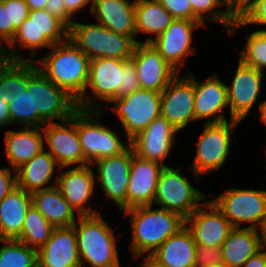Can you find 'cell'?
<instances>
[{
    "label": "cell",
    "instance_id": "obj_15",
    "mask_svg": "<svg viewBox=\"0 0 266 267\" xmlns=\"http://www.w3.org/2000/svg\"><path fill=\"white\" fill-rule=\"evenodd\" d=\"M179 73L161 92L160 114L178 131L183 130L195 120L194 115V74ZM189 74V76H188Z\"/></svg>",
    "mask_w": 266,
    "mask_h": 267
},
{
    "label": "cell",
    "instance_id": "obj_21",
    "mask_svg": "<svg viewBox=\"0 0 266 267\" xmlns=\"http://www.w3.org/2000/svg\"><path fill=\"white\" fill-rule=\"evenodd\" d=\"M138 73L139 86L161 93L179 74L151 43H137L130 59Z\"/></svg>",
    "mask_w": 266,
    "mask_h": 267
},
{
    "label": "cell",
    "instance_id": "obj_28",
    "mask_svg": "<svg viewBox=\"0 0 266 267\" xmlns=\"http://www.w3.org/2000/svg\"><path fill=\"white\" fill-rule=\"evenodd\" d=\"M197 245L186 225L165 240L150 256L161 267H195Z\"/></svg>",
    "mask_w": 266,
    "mask_h": 267
},
{
    "label": "cell",
    "instance_id": "obj_44",
    "mask_svg": "<svg viewBox=\"0 0 266 267\" xmlns=\"http://www.w3.org/2000/svg\"><path fill=\"white\" fill-rule=\"evenodd\" d=\"M17 187V175L10 167L0 168V201Z\"/></svg>",
    "mask_w": 266,
    "mask_h": 267
},
{
    "label": "cell",
    "instance_id": "obj_13",
    "mask_svg": "<svg viewBox=\"0 0 266 267\" xmlns=\"http://www.w3.org/2000/svg\"><path fill=\"white\" fill-rule=\"evenodd\" d=\"M205 26L200 21L174 19L170 26L156 38L148 37L144 43L151 45L178 73L183 72L186 57L196 54L193 45L194 30Z\"/></svg>",
    "mask_w": 266,
    "mask_h": 267
},
{
    "label": "cell",
    "instance_id": "obj_4",
    "mask_svg": "<svg viewBox=\"0 0 266 267\" xmlns=\"http://www.w3.org/2000/svg\"><path fill=\"white\" fill-rule=\"evenodd\" d=\"M101 214L79 216L73 225L81 267H121L117 236Z\"/></svg>",
    "mask_w": 266,
    "mask_h": 267
},
{
    "label": "cell",
    "instance_id": "obj_52",
    "mask_svg": "<svg viewBox=\"0 0 266 267\" xmlns=\"http://www.w3.org/2000/svg\"><path fill=\"white\" fill-rule=\"evenodd\" d=\"M258 108L260 113L259 120L266 125V99L259 103Z\"/></svg>",
    "mask_w": 266,
    "mask_h": 267
},
{
    "label": "cell",
    "instance_id": "obj_6",
    "mask_svg": "<svg viewBox=\"0 0 266 267\" xmlns=\"http://www.w3.org/2000/svg\"><path fill=\"white\" fill-rule=\"evenodd\" d=\"M68 40L90 60L96 58L130 60L137 44L132 37L115 33L98 23L87 24L76 21L69 28Z\"/></svg>",
    "mask_w": 266,
    "mask_h": 267
},
{
    "label": "cell",
    "instance_id": "obj_16",
    "mask_svg": "<svg viewBox=\"0 0 266 267\" xmlns=\"http://www.w3.org/2000/svg\"><path fill=\"white\" fill-rule=\"evenodd\" d=\"M231 84L227 85L229 120H244L261 95L264 73L240 59Z\"/></svg>",
    "mask_w": 266,
    "mask_h": 267
},
{
    "label": "cell",
    "instance_id": "obj_31",
    "mask_svg": "<svg viewBox=\"0 0 266 267\" xmlns=\"http://www.w3.org/2000/svg\"><path fill=\"white\" fill-rule=\"evenodd\" d=\"M31 196L32 205L53 227L73 226L79 218L56 186L35 191Z\"/></svg>",
    "mask_w": 266,
    "mask_h": 267
},
{
    "label": "cell",
    "instance_id": "obj_27",
    "mask_svg": "<svg viewBox=\"0 0 266 267\" xmlns=\"http://www.w3.org/2000/svg\"><path fill=\"white\" fill-rule=\"evenodd\" d=\"M5 155L16 172L21 165L38 155L45 147L44 135L40 127H22L6 130Z\"/></svg>",
    "mask_w": 266,
    "mask_h": 267
},
{
    "label": "cell",
    "instance_id": "obj_39",
    "mask_svg": "<svg viewBox=\"0 0 266 267\" xmlns=\"http://www.w3.org/2000/svg\"><path fill=\"white\" fill-rule=\"evenodd\" d=\"M9 5V42L13 39L16 30L29 16V7L25 0H2Z\"/></svg>",
    "mask_w": 266,
    "mask_h": 267
},
{
    "label": "cell",
    "instance_id": "obj_10",
    "mask_svg": "<svg viewBox=\"0 0 266 267\" xmlns=\"http://www.w3.org/2000/svg\"><path fill=\"white\" fill-rule=\"evenodd\" d=\"M233 228L260 229L266 222V190L231 187L211 199Z\"/></svg>",
    "mask_w": 266,
    "mask_h": 267
},
{
    "label": "cell",
    "instance_id": "obj_29",
    "mask_svg": "<svg viewBox=\"0 0 266 267\" xmlns=\"http://www.w3.org/2000/svg\"><path fill=\"white\" fill-rule=\"evenodd\" d=\"M55 170L60 172V166L44 148L38 155L16 169L17 186L29 193L52 188L56 186L58 176L53 180V185L47 184L51 183L50 180L53 178Z\"/></svg>",
    "mask_w": 266,
    "mask_h": 267
},
{
    "label": "cell",
    "instance_id": "obj_12",
    "mask_svg": "<svg viewBox=\"0 0 266 267\" xmlns=\"http://www.w3.org/2000/svg\"><path fill=\"white\" fill-rule=\"evenodd\" d=\"M111 104L113 106H107V109L110 108L114 115L119 117L123 135L127 137V141L133 139L155 118L161 116V93L152 90L140 88L132 94L114 99Z\"/></svg>",
    "mask_w": 266,
    "mask_h": 267
},
{
    "label": "cell",
    "instance_id": "obj_43",
    "mask_svg": "<svg viewBox=\"0 0 266 267\" xmlns=\"http://www.w3.org/2000/svg\"><path fill=\"white\" fill-rule=\"evenodd\" d=\"M44 9L59 19L68 29L74 22L72 21L73 18L66 12L62 0H47Z\"/></svg>",
    "mask_w": 266,
    "mask_h": 267
},
{
    "label": "cell",
    "instance_id": "obj_33",
    "mask_svg": "<svg viewBox=\"0 0 266 267\" xmlns=\"http://www.w3.org/2000/svg\"><path fill=\"white\" fill-rule=\"evenodd\" d=\"M135 17L137 43H143L137 39L138 34L154 35L156 38L174 20L173 16L157 0H136Z\"/></svg>",
    "mask_w": 266,
    "mask_h": 267
},
{
    "label": "cell",
    "instance_id": "obj_11",
    "mask_svg": "<svg viewBox=\"0 0 266 267\" xmlns=\"http://www.w3.org/2000/svg\"><path fill=\"white\" fill-rule=\"evenodd\" d=\"M182 168L164 167L158 177L153 205L189 217L207 198L192 186Z\"/></svg>",
    "mask_w": 266,
    "mask_h": 267
},
{
    "label": "cell",
    "instance_id": "obj_19",
    "mask_svg": "<svg viewBox=\"0 0 266 267\" xmlns=\"http://www.w3.org/2000/svg\"><path fill=\"white\" fill-rule=\"evenodd\" d=\"M178 132L166 118L159 116L130 140V146L138 157L167 167L164 161L172 153Z\"/></svg>",
    "mask_w": 266,
    "mask_h": 267
},
{
    "label": "cell",
    "instance_id": "obj_18",
    "mask_svg": "<svg viewBox=\"0 0 266 267\" xmlns=\"http://www.w3.org/2000/svg\"><path fill=\"white\" fill-rule=\"evenodd\" d=\"M91 165L97 166L98 176L95 175V180L99 182L106 198L115 203L120 211L126 210L131 146L119 155L99 159Z\"/></svg>",
    "mask_w": 266,
    "mask_h": 267
},
{
    "label": "cell",
    "instance_id": "obj_2",
    "mask_svg": "<svg viewBox=\"0 0 266 267\" xmlns=\"http://www.w3.org/2000/svg\"><path fill=\"white\" fill-rule=\"evenodd\" d=\"M68 33L69 29L47 10L30 11L13 39L0 51V57L11 61H35L36 51L66 42ZM20 49L28 50L29 58L22 57Z\"/></svg>",
    "mask_w": 266,
    "mask_h": 267
},
{
    "label": "cell",
    "instance_id": "obj_8",
    "mask_svg": "<svg viewBox=\"0 0 266 267\" xmlns=\"http://www.w3.org/2000/svg\"><path fill=\"white\" fill-rule=\"evenodd\" d=\"M239 124L238 120L220 123L204 122L203 131L195 144L194 161L188 168L196 178L217 172L225 166L227 157L231 153L232 134Z\"/></svg>",
    "mask_w": 266,
    "mask_h": 267
},
{
    "label": "cell",
    "instance_id": "obj_49",
    "mask_svg": "<svg viewBox=\"0 0 266 267\" xmlns=\"http://www.w3.org/2000/svg\"><path fill=\"white\" fill-rule=\"evenodd\" d=\"M6 125H11V119L9 116V103L5 102L0 97V128L5 127Z\"/></svg>",
    "mask_w": 266,
    "mask_h": 267
},
{
    "label": "cell",
    "instance_id": "obj_35",
    "mask_svg": "<svg viewBox=\"0 0 266 267\" xmlns=\"http://www.w3.org/2000/svg\"><path fill=\"white\" fill-rule=\"evenodd\" d=\"M54 227L31 205L25 215L21 235L17 239L37 251L47 242Z\"/></svg>",
    "mask_w": 266,
    "mask_h": 267
},
{
    "label": "cell",
    "instance_id": "obj_7",
    "mask_svg": "<svg viewBox=\"0 0 266 267\" xmlns=\"http://www.w3.org/2000/svg\"><path fill=\"white\" fill-rule=\"evenodd\" d=\"M105 109L76 111V126L84 157L89 164L124 152L130 141L123 143V136L118 130H113L100 123L99 119L107 112Z\"/></svg>",
    "mask_w": 266,
    "mask_h": 267
},
{
    "label": "cell",
    "instance_id": "obj_54",
    "mask_svg": "<svg viewBox=\"0 0 266 267\" xmlns=\"http://www.w3.org/2000/svg\"><path fill=\"white\" fill-rule=\"evenodd\" d=\"M144 262L141 263L139 267H161L158 264H156L153 260H151L149 257H143Z\"/></svg>",
    "mask_w": 266,
    "mask_h": 267
},
{
    "label": "cell",
    "instance_id": "obj_50",
    "mask_svg": "<svg viewBox=\"0 0 266 267\" xmlns=\"http://www.w3.org/2000/svg\"><path fill=\"white\" fill-rule=\"evenodd\" d=\"M251 1L252 0H227V3L230 10H232L235 15H237Z\"/></svg>",
    "mask_w": 266,
    "mask_h": 267
},
{
    "label": "cell",
    "instance_id": "obj_34",
    "mask_svg": "<svg viewBox=\"0 0 266 267\" xmlns=\"http://www.w3.org/2000/svg\"><path fill=\"white\" fill-rule=\"evenodd\" d=\"M193 9V21H200L206 27V23L222 25L227 32L234 24L236 15L230 10L227 0H191ZM226 10H222L221 6Z\"/></svg>",
    "mask_w": 266,
    "mask_h": 267
},
{
    "label": "cell",
    "instance_id": "obj_36",
    "mask_svg": "<svg viewBox=\"0 0 266 267\" xmlns=\"http://www.w3.org/2000/svg\"><path fill=\"white\" fill-rule=\"evenodd\" d=\"M0 267H38L37 250L19 240L0 239Z\"/></svg>",
    "mask_w": 266,
    "mask_h": 267
},
{
    "label": "cell",
    "instance_id": "obj_48",
    "mask_svg": "<svg viewBox=\"0 0 266 267\" xmlns=\"http://www.w3.org/2000/svg\"><path fill=\"white\" fill-rule=\"evenodd\" d=\"M242 267H266V251L260 250L250 257Z\"/></svg>",
    "mask_w": 266,
    "mask_h": 267
},
{
    "label": "cell",
    "instance_id": "obj_55",
    "mask_svg": "<svg viewBox=\"0 0 266 267\" xmlns=\"http://www.w3.org/2000/svg\"><path fill=\"white\" fill-rule=\"evenodd\" d=\"M203 267H217V266H213V265H208V266H203Z\"/></svg>",
    "mask_w": 266,
    "mask_h": 267
},
{
    "label": "cell",
    "instance_id": "obj_1",
    "mask_svg": "<svg viewBox=\"0 0 266 267\" xmlns=\"http://www.w3.org/2000/svg\"><path fill=\"white\" fill-rule=\"evenodd\" d=\"M129 216L132 238L129 251L133 259L149 257L165 240L185 226V218L164 208L153 205L136 206L124 210Z\"/></svg>",
    "mask_w": 266,
    "mask_h": 267
},
{
    "label": "cell",
    "instance_id": "obj_37",
    "mask_svg": "<svg viewBox=\"0 0 266 267\" xmlns=\"http://www.w3.org/2000/svg\"><path fill=\"white\" fill-rule=\"evenodd\" d=\"M246 46L239 50V59L259 71H266V32L253 31L247 34Z\"/></svg>",
    "mask_w": 266,
    "mask_h": 267
},
{
    "label": "cell",
    "instance_id": "obj_41",
    "mask_svg": "<svg viewBox=\"0 0 266 267\" xmlns=\"http://www.w3.org/2000/svg\"><path fill=\"white\" fill-rule=\"evenodd\" d=\"M174 19L193 20L191 0H157Z\"/></svg>",
    "mask_w": 266,
    "mask_h": 267
},
{
    "label": "cell",
    "instance_id": "obj_25",
    "mask_svg": "<svg viewBox=\"0 0 266 267\" xmlns=\"http://www.w3.org/2000/svg\"><path fill=\"white\" fill-rule=\"evenodd\" d=\"M7 90L14 94L9 103L11 125L16 122L21 127H32L31 89L28 85V61L6 60Z\"/></svg>",
    "mask_w": 266,
    "mask_h": 267
},
{
    "label": "cell",
    "instance_id": "obj_46",
    "mask_svg": "<svg viewBox=\"0 0 266 267\" xmlns=\"http://www.w3.org/2000/svg\"><path fill=\"white\" fill-rule=\"evenodd\" d=\"M0 97L5 102H12L14 100V94L7 90L6 83V59L0 57Z\"/></svg>",
    "mask_w": 266,
    "mask_h": 267
},
{
    "label": "cell",
    "instance_id": "obj_3",
    "mask_svg": "<svg viewBox=\"0 0 266 267\" xmlns=\"http://www.w3.org/2000/svg\"><path fill=\"white\" fill-rule=\"evenodd\" d=\"M50 49L35 60L39 71L78 100L85 92L90 59L69 40Z\"/></svg>",
    "mask_w": 266,
    "mask_h": 267
},
{
    "label": "cell",
    "instance_id": "obj_45",
    "mask_svg": "<svg viewBox=\"0 0 266 267\" xmlns=\"http://www.w3.org/2000/svg\"><path fill=\"white\" fill-rule=\"evenodd\" d=\"M9 43V5L0 0V51Z\"/></svg>",
    "mask_w": 266,
    "mask_h": 267
},
{
    "label": "cell",
    "instance_id": "obj_14",
    "mask_svg": "<svg viewBox=\"0 0 266 267\" xmlns=\"http://www.w3.org/2000/svg\"><path fill=\"white\" fill-rule=\"evenodd\" d=\"M44 146L61 167L85 166L89 161L84 157L76 126V112L61 123H46L42 127Z\"/></svg>",
    "mask_w": 266,
    "mask_h": 267
},
{
    "label": "cell",
    "instance_id": "obj_26",
    "mask_svg": "<svg viewBox=\"0 0 266 267\" xmlns=\"http://www.w3.org/2000/svg\"><path fill=\"white\" fill-rule=\"evenodd\" d=\"M135 1L92 0L90 13L99 25L136 41Z\"/></svg>",
    "mask_w": 266,
    "mask_h": 267
},
{
    "label": "cell",
    "instance_id": "obj_30",
    "mask_svg": "<svg viewBox=\"0 0 266 267\" xmlns=\"http://www.w3.org/2000/svg\"><path fill=\"white\" fill-rule=\"evenodd\" d=\"M31 193L17 186L0 201V239L17 240L22 231Z\"/></svg>",
    "mask_w": 266,
    "mask_h": 267
},
{
    "label": "cell",
    "instance_id": "obj_22",
    "mask_svg": "<svg viewBox=\"0 0 266 267\" xmlns=\"http://www.w3.org/2000/svg\"><path fill=\"white\" fill-rule=\"evenodd\" d=\"M163 165L138 157L131 147V169L127 188L126 209L153 205L158 177Z\"/></svg>",
    "mask_w": 266,
    "mask_h": 267
},
{
    "label": "cell",
    "instance_id": "obj_17",
    "mask_svg": "<svg viewBox=\"0 0 266 267\" xmlns=\"http://www.w3.org/2000/svg\"><path fill=\"white\" fill-rule=\"evenodd\" d=\"M91 166H74L66 170L61 167L60 170L63 171L57 174L56 187L79 216L100 214V211L91 208V205L85 206L96 191V177Z\"/></svg>",
    "mask_w": 266,
    "mask_h": 267
},
{
    "label": "cell",
    "instance_id": "obj_38",
    "mask_svg": "<svg viewBox=\"0 0 266 267\" xmlns=\"http://www.w3.org/2000/svg\"><path fill=\"white\" fill-rule=\"evenodd\" d=\"M249 24L266 26V0H252L246 5L236 15L235 22L231 26L228 35L233 37L238 28ZM259 31L266 32V27L259 29Z\"/></svg>",
    "mask_w": 266,
    "mask_h": 267
},
{
    "label": "cell",
    "instance_id": "obj_40",
    "mask_svg": "<svg viewBox=\"0 0 266 267\" xmlns=\"http://www.w3.org/2000/svg\"><path fill=\"white\" fill-rule=\"evenodd\" d=\"M213 265L224 267L221 247H208L197 245L195 252V267Z\"/></svg>",
    "mask_w": 266,
    "mask_h": 267
},
{
    "label": "cell",
    "instance_id": "obj_23",
    "mask_svg": "<svg viewBox=\"0 0 266 267\" xmlns=\"http://www.w3.org/2000/svg\"><path fill=\"white\" fill-rule=\"evenodd\" d=\"M194 115L195 120L205 119V123L228 121L224 114L227 109V84L217 77V73L208 76L202 82L194 76Z\"/></svg>",
    "mask_w": 266,
    "mask_h": 267
},
{
    "label": "cell",
    "instance_id": "obj_47",
    "mask_svg": "<svg viewBox=\"0 0 266 267\" xmlns=\"http://www.w3.org/2000/svg\"><path fill=\"white\" fill-rule=\"evenodd\" d=\"M66 12L73 18L81 9H85L86 5L90 4L89 11H91L92 0H62Z\"/></svg>",
    "mask_w": 266,
    "mask_h": 267
},
{
    "label": "cell",
    "instance_id": "obj_9",
    "mask_svg": "<svg viewBox=\"0 0 266 267\" xmlns=\"http://www.w3.org/2000/svg\"><path fill=\"white\" fill-rule=\"evenodd\" d=\"M129 61L108 58L90 60L88 81L84 94L77 100L78 108L101 111L104 101L108 105L114 99L119 98L124 66ZM86 91H91L92 95Z\"/></svg>",
    "mask_w": 266,
    "mask_h": 267
},
{
    "label": "cell",
    "instance_id": "obj_20",
    "mask_svg": "<svg viewBox=\"0 0 266 267\" xmlns=\"http://www.w3.org/2000/svg\"><path fill=\"white\" fill-rule=\"evenodd\" d=\"M185 225L196 245L208 247H221L233 229L223 213L207 199L185 219Z\"/></svg>",
    "mask_w": 266,
    "mask_h": 267
},
{
    "label": "cell",
    "instance_id": "obj_51",
    "mask_svg": "<svg viewBox=\"0 0 266 267\" xmlns=\"http://www.w3.org/2000/svg\"><path fill=\"white\" fill-rule=\"evenodd\" d=\"M27 3L29 10H39V9H44L45 5L47 3V0H25Z\"/></svg>",
    "mask_w": 266,
    "mask_h": 267
},
{
    "label": "cell",
    "instance_id": "obj_32",
    "mask_svg": "<svg viewBox=\"0 0 266 267\" xmlns=\"http://www.w3.org/2000/svg\"><path fill=\"white\" fill-rule=\"evenodd\" d=\"M224 267L242 265L261 250L260 232L253 228H233L222 243Z\"/></svg>",
    "mask_w": 266,
    "mask_h": 267
},
{
    "label": "cell",
    "instance_id": "obj_53",
    "mask_svg": "<svg viewBox=\"0 0 266 267\" xmlns=\"http://www.w3.org/2000/svg\"><path fill=\"white\" fill-rule=\"evenodd\" d=\"M261 250L266 251V222L260 227Z\"/></svg>",
    "mask_w": 266,
    "mask_h": 267
},
{
    "label": "cell",
    "instance_id": "obj_5",
    "mask_svg": "<svg viewBox=\"0 0 266 267\" xmlns=\"http://www.w3.org/2000/svg\"><path fill=\"white\" fill-rule=\"evenodd\" d=\"M27 89H31L32 127L68 120L79 109L77 100L40 72L35 61H28Z\"/></svg>",
    "mask_w": 266,
    "mask_h": 267
},
{
    "label": "cell",
    "instance_id": "obj_24",
    "mask_svg": "<svg viewBox=\"0 0 266 267\" xmlns=\"http://www.w3.org/2000/svg\"><path fill=\"white\" fill-rule=\"evenodd\" d=\"M38 267H81L74 226L54 227L37 251Z\"/></svg>",
    "mask_w": 266,
    "mask_h": 267
},
{
    "label": "cell",
    "instance_id": "obj_42",
    "mask_svg": "<svg viewBox=\"0 0 266 267\" xmlns=\"http://www.w3.org/2000/svg\"><path fill=\"white\" fill-rule=\"evenodd\" d=\"M140 89L138 73L135 64L130 60L123 71L122 86L119 87V98L132 94Z\"/></svg>",
    "mask_w": 266,
    "mask_h": 267
}]
</instances>
